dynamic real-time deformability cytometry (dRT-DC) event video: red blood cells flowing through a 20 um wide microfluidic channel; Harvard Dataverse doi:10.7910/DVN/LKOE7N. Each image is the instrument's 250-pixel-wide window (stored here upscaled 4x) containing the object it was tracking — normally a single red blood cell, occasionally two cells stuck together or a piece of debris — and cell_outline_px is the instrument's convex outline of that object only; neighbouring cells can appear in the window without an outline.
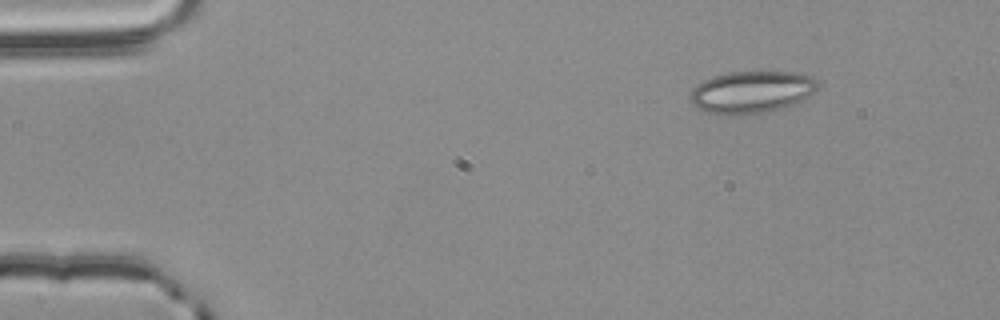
{"species": "common noctule bat (a hibernating species)", "species_latin": "Nyctalus noctula", "temperature_condition": "room temperature", "stored_images_in_passage": 49, "camera_frame_rate_fps": 3000, "um_per_image_px": 0.085, "animal": {"sex": "male", "body_mass_g": 20.4}, "frame": {"image": 1, "passage_image": 1, "time_ms": 0.0, "image_size_px": [1000, 320], "cell_outline_px": [[820, 88], [808, 96], [792, 104], [780, 108], [764, 112], [732, 116], [704, 112], [696, 108], [692, 104], [688, 96], [692, 88], [696, 84], [712, 76], [728, 72], [800, 72], [812, 76], [820, 84]], "centroid_in_image_um": [63.85, 7.82], "position_along_channel_um": 21.2, "area_um2": 31.73}}
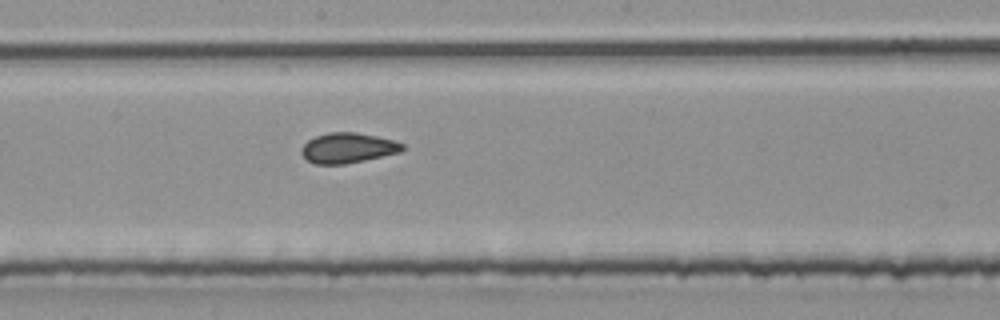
{"frame": {"image": 2, "passage_image": 24, "time_ms": 7.667, "image_size_px": [1000, 320], "cell_outline_px": [[408, 148], [400, 152], [364, 160], [344, 164], [316, 164], [308, 160], [300, 152], [300, 148], [308, 140], [316, 136], [328, 132], [356, 132], [396, 140], [404, 144]], "centroid_in_image_um": [29.6, 12.56], "position_along_channel_um": 218.6, "area_um2": 17.86}}
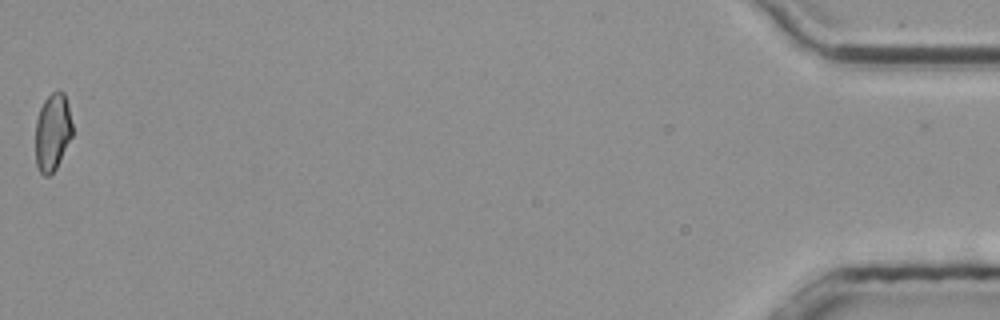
{"frame": {"image": 3, "passage_image": 49, "time_ms": 16.0, "image_size_px": [1000, 320], "cell_outline_px": [[72, 136], [56, 168], [48, 176], [44, 176], [40, 172], [36, 164], [36, 120], [40, 108], [44, 100], [52, 92], [64, 92], [68, 104], [72, 124]], "centroid_in_image_um": [4.46, 11.23], "position_along_channel_um": 430.7, "area_um2": 16.53}, "authors_computed_cell_mechanics": {"area_um2": 17.8024, "velocity_mm_per_s": 3.7832, "shape_relaxation_time_tau1_ms": null, "shape_relaxation_time_tau2_ms": 1.8709, "deformation_change_tau1": null, "deformation_change_tau2": 0.0847}}